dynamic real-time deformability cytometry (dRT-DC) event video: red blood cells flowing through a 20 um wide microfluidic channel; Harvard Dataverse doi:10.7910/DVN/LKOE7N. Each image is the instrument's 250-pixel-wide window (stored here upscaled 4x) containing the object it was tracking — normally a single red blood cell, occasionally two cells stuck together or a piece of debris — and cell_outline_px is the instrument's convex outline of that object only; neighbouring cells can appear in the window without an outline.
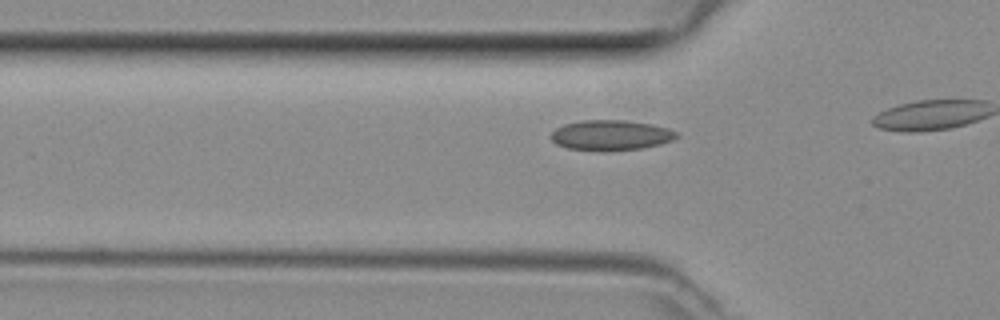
{"species": "common noctule bat (a hibernating species)", "species_latin": "Nyctalus noctula", "temperature_condition": "room temperature", "stored_images_in_passage": 10, "camera_frame_rate_fps": 3000, "um_per_image_px": 0.085, "animal": {"sex": "female", "body_mass_g": 29.2, "forearm_length_mm": 56.3}, "frame": {"image": 1, "passage_image": 5, "time_ms": 1.333, "image_size_px": [1000, 320], "cell_outline_px": [[680, 136], [672, 140], [660, 144], [644, 148], [604, 152], [568, 148], [556, 144], [552, 140], [552, 132], [556, 128], [564, 124], [584, 120], [624, 120], [652, 124], [668, 128], [680, 132]], "centroid_in_image_um": [51.97, 11.5], "position_along_channel_um": 73.8, "area_um2": 22.43}}